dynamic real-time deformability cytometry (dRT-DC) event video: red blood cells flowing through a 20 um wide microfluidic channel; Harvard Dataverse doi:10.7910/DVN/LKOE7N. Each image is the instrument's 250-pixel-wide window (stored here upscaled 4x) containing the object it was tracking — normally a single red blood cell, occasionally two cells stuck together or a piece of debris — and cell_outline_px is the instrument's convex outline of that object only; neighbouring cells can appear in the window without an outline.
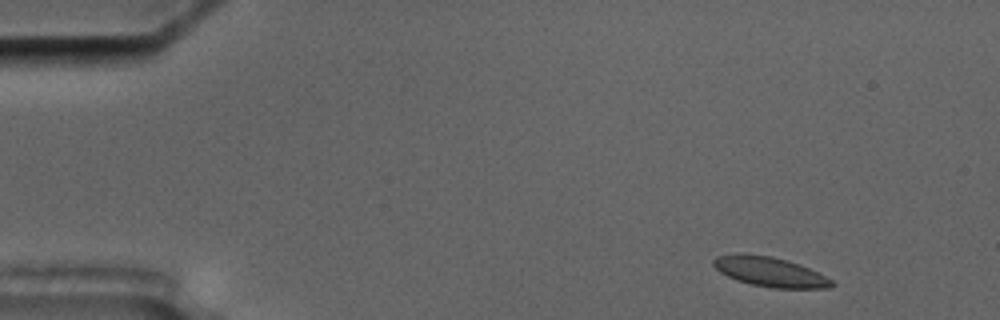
{"species": "common noctule bat (a hibernating species)", "species_latin": "Nyctalus noctula", "temperature_condition": "cold", "stored_images_in_passage": 4, "camera_frame_rate_fps": 3000, "um_per_image_px": 0.085, "animal": {"sex": "male", "body_mass_g": 17.5, "forearm_length_mm": 52.3}, "frame": {"image": 1, "passage_image": 1, "time_ms": 0.0, "image_size_px": [1000, 320], "cell_outline_px": [[836, 284], [832, 288], [772, 288], [752, 284], [736, 280], [720, 272], [712, 264], [712, 260], [716, 256], [736, 252], [744, 252], [768, 256], [788, 260], [808, 268], [832, 280]], "centroid_in_image_um": [65.4, 23.09], "position_along_channel_um": 19.6, "area_um2": 20.58}}
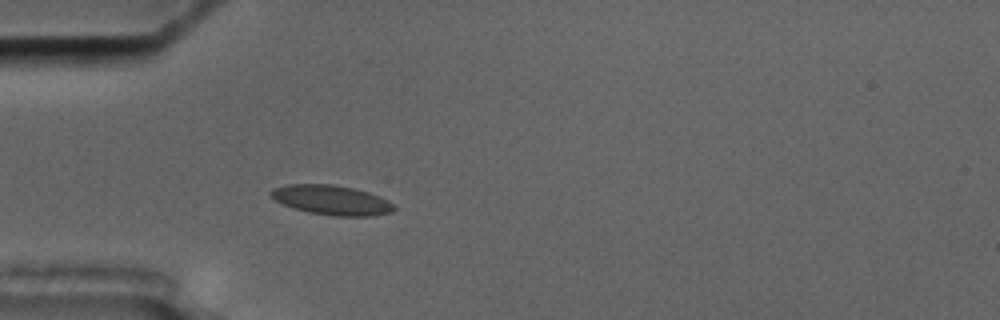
{"frame": {"image": 2, "passage_image": 4, "time_ms": 3.667, "image_size_px": [1000, 320], "cell_outline_px": [[396, 208], [392, 212], [372, 216], [336, 216], [308, 212], [284, 204], [268, 196], [268, 192], [272, 188], [288, 184], [332, 184], [356, 188], [368, 192], [388, 200]], "centroid_in_image_um": [28.17, 16.99], "position_along_channel_um": 56.8, "area_um2": 21.33}}